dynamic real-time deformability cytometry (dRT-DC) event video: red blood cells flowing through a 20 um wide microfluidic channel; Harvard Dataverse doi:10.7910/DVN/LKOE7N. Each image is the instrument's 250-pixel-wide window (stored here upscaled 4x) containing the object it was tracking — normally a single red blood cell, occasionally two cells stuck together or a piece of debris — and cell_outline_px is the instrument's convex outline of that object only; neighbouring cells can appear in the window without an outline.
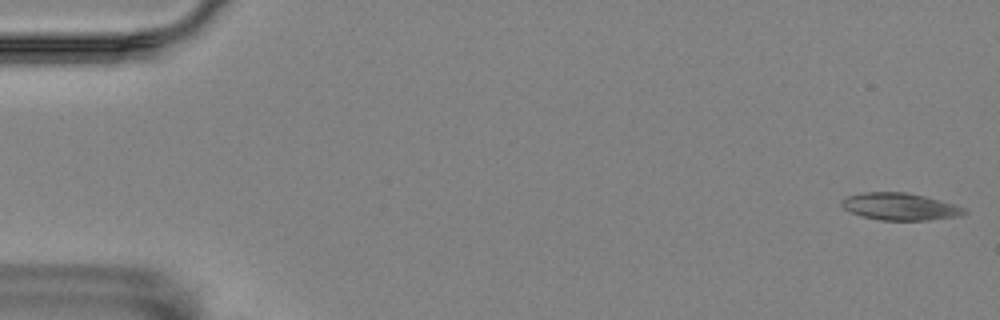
{"species": "Egyptian fruit bat (a non-hibernating species)", "species_latin": "Rousettus aegyptiacus", "temperature_condition": "room temperature", "stored_images_in_passage": 17, "camera_frame_rate_fps": 3000, "um_per_image_px": 0.085, "animal": {"sex": "female"}, "frame": {"image": 1, "passage_image": 1, "time_ms": 0.0, "image_size_px": [1000, 320], "cell_outline_px": [[968, 212], [960, 216], [928, 220], [880, 220], [860, 216], [844, 208], [840, 204], [840, 200], [848, 196], [864, 192], [904, 192], [924, 196], [952, 204], [964, 208]], "centroid_in_image_um": [76.47, 17.56], "position_along_channel_um": 8.5, "area_um2": 19.25}}